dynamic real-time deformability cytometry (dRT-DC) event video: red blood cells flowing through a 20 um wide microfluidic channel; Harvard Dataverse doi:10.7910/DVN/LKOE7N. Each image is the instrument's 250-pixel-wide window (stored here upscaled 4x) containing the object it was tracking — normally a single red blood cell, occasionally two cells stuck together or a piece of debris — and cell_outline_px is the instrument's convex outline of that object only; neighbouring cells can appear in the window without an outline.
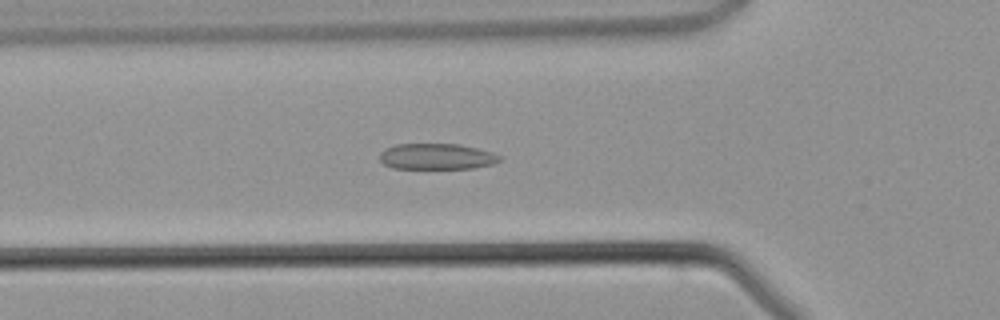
{"species": "common noctule bat (a hibernating species)", "species_latin": "Nyctalus noctula", "temperature_condition": "warm", "stored_images_in_passage": 40, "camera_frame_rate_fps": 3000, "um_per_image_px": 0.085, "animal": {"sex": "male", "body_mass_g": 21.5, "forearm_length_mm": 52.0}, "frame": {"image": 1, "passage_image": 10, "time_ms": 3.0, "image_size_px": [1000, 320], "cell_outline_px": [[500, 160], [492, 164], [472, 168], [392, 168], [384, 164], [380, 160], [380, 152], [384, 148], [396, 144], [460, 144], [492, 152], [500, 156]], "centroid_in_image_um": [37.08, 13.29], "position_along_channel_um": 88.7, "area_um2": 18.03}}
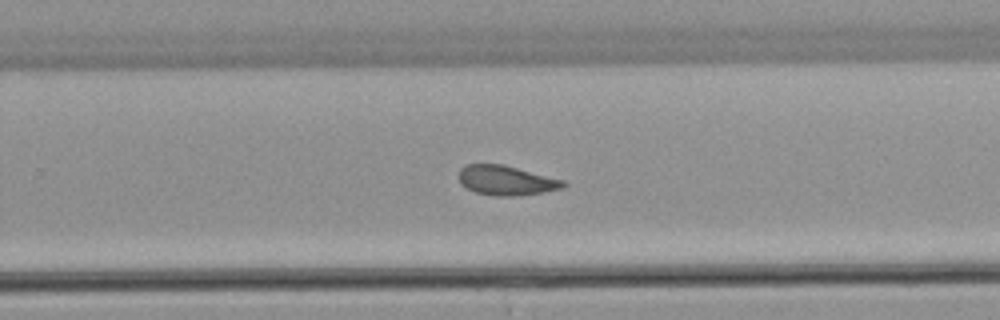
{"frame": {"image": 2, "passage_image": 23, "time_ms": 7.333, "image_size_px": [1000, 320], "cell_outline_px": [[568, 184], [564, 188], [544, 192], [516, 196], [492, 196], [476, 192], [460, 184], [460, 168], [464, 164], [504, 164], [564, 180]], "centroid_in_image_um": [43.06, 15.33], "position_along_channel_um": 286.7, "area_um2": 18.21}}
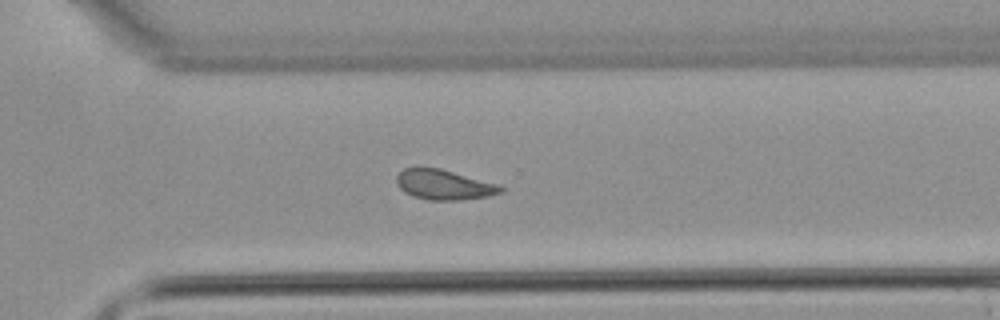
{"frame": {"image": 3, "passage_image": 26, "time_ms": 8.333, "image_size_px": [1000, 320], "cell_outline_px": [[504, 192], [488, 196], [460, 200], [428, 200], [412, 196], [404, 192], [400, 188], [396, 180], [396, 176], [404, 168], [416, 164], [420, 164], [440, 168], [496, 184], [504, 188]], "centroid_in_image_um": [37.66, 15.66], "position_along_channel_um": 332.9, "area_um2": 18.61}}